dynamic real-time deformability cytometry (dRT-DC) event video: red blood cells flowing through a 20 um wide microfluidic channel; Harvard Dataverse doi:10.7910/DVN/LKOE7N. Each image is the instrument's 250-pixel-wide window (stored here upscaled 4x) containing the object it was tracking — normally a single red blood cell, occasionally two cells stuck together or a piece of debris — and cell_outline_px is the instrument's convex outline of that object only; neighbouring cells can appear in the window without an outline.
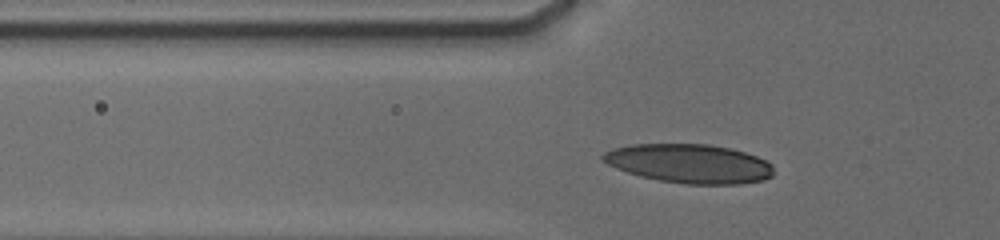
{"species": "human", "species_latin": "Homo sapiens", "temperature_condition": "cold", "stored_images_in_passage": 24, "camera_frame_rate_fps": 3000, "um_per_image_px": 0.085, "donor": {"sex": "male"}, "frame": {"image": 1, "passage_image": 8, "time_ms": 3.0, "image_size_px": [1000, 240], "cell_outline_px": [[772, 176], [764, 180], [740, 184], [684, 184], [660, 180], [640, 176], [616, 168], [600, 160], [600, 156], [604, 152], [612, 148], [632, 144], [708, 144], [728, 148], [744, 152], [756, 156], [772, 164]], "centroid_in_image_um": [58.56, 13.9], "position_along_channel_um": 67.2, "area_um2": 38.78}}
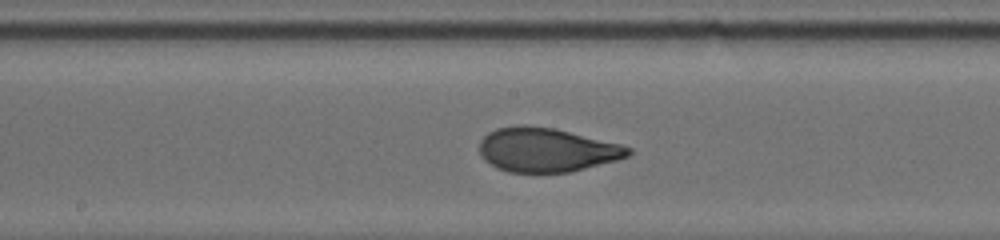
{"frame": {"image": 2, "passage_image": 17, "time_ms": 6.667, "image_size_px": [1000, 240], "cell_outline_px": [[632, 152], [628, 156], [616, 160], [568, 172], [508, 172], [496, 168], [484, 160], [480, 156], [480, 140], [488, 132], [496, 128], [516, 124], [524, 124], [556, 128], [620, 144], [632, 148]], "centroid_in_image_um": [46.41, 12.72], "position_along_channel_um": 201.8, "area_um2": 38.38}}
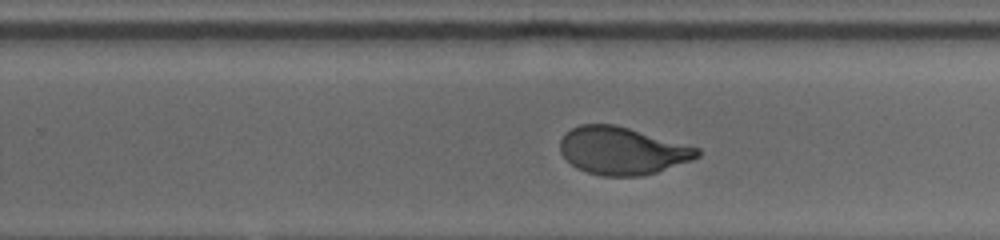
{"frame": {"image": 3, "passage_image": 22, "time_ms": 8.667, "image_size_px": [1000, 240], "cell_outline_px": [[700, 156], [692, 160], [656, 172], [640, 176], [600, 176], [576, 168], [560, 152], [560, 140], [564, 132], [580, 124], [616, 124], [700, 148]], "centroid_in_image_um": [52.87, 12.8], "position_along_channel_um": 276.9, "area_um2": 38.09}}